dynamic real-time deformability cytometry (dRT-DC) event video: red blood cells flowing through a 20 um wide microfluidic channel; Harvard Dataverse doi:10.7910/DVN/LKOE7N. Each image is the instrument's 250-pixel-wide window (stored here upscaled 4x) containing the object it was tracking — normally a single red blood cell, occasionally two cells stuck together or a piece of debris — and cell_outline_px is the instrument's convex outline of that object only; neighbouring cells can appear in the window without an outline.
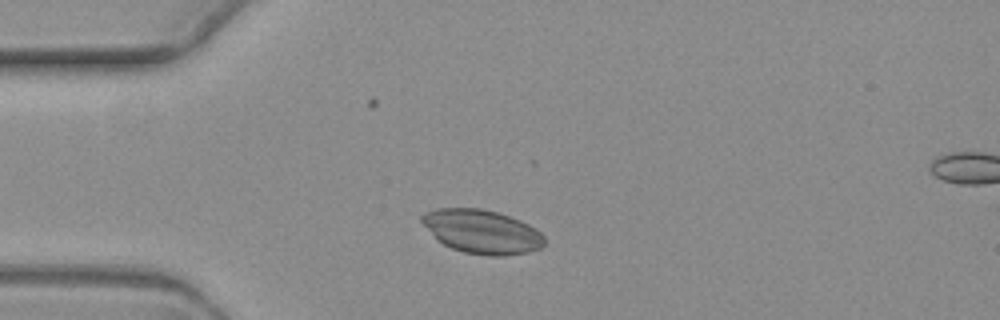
{"species": "common noctule bat (a hibernating species)", "species_latin": "Nyctalus noctula", "temperature_condition": "warm", "stored_images_in_passage": 4, "camera_frame_rate_fps": 3000, "um_per_image_px": 0.085, "animal": {"sex": "female", "body_mass_g": 19.3, "forearm_length_mm": 54.1}, "frame": {"image": 1, "passage_image": 1, "time_ms": 0.0, "image_size_px": [1000, 320], "cell_outline_px": [[544, 248], [528, 252], [504, 256], [488, 256], [464, 252], [452, 248], [436, 240], [420, 220], [420, 216], [424, 212], [436, 208], [480, 208], [496, 212], [520, 220], [536, 228], [544, 236]], "centroid_in_image_um": [40.96, 19.69], "position_along_channel_um": 44.0, "area_um2": 31.5}}
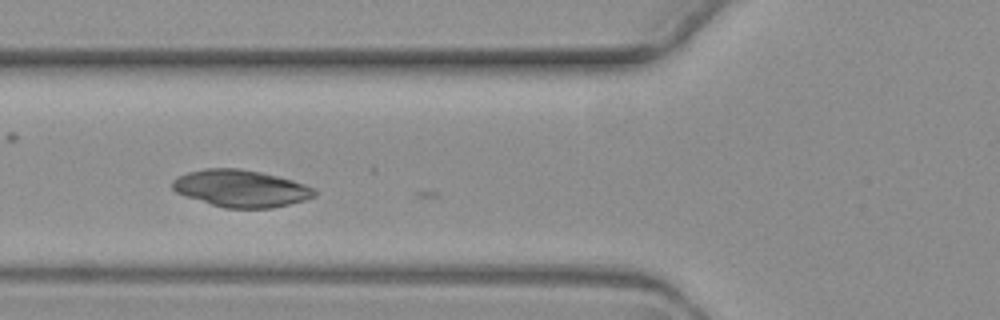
{"frame": {"image": 2, "passage_image": 3, "time_ms": 2.333, "image_size_px": [1000, 320], "cell_outline_px": [[316, 196], [304, 200], [272, 208], [224, 208], [184, 196], [176, 192], [172, 188], [172, 180], [176, 176], [188, 172], [204, 168], [240, 168], [260, 172], [292, 180], [316, 188]], "centroid_in_image_um": [20.45, 16.01], "position_along_channel_um": 105.4, "area_um2": 30.81}}